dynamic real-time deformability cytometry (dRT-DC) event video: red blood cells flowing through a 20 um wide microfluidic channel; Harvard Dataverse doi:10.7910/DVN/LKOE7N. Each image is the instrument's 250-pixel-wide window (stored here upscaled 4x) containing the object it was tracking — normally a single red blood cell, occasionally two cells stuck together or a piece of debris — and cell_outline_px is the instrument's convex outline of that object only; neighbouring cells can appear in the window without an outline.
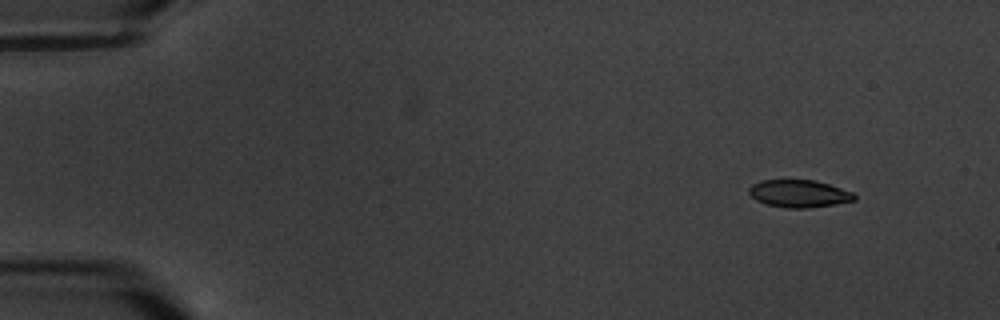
{"species": "common noctule bat (a hibernating species)", "species_latin": "Nyctalus noctula", "temperature_condition": "warm", "stored_images_in_passage": 5, "segment_of_instrument_passage": [1, 2], "camera_frame_rate_fps": 3000, "um_per_image_px": 0.085, "animal": {"sex": "male", "body_mass_g": 20.1, "forearm_length_mm": 53.5}, "frame": {"image": 1, "passage_image": 1, "time_ms": 0.0, "image_size_px": [1000, 320], "cell_outline_px": [[856, 200], [836, 204], [808, 208], [784, 208], [768, 204], [756, 200], [748, 192], [748, 188], [752, 184], [760, 180], [816, 180], [852, 192], [856, 196]], "centroid_in_image_um": [67.91, 16.46], "position_along_channel_um": 17.1, "area_um2": 16.88}}